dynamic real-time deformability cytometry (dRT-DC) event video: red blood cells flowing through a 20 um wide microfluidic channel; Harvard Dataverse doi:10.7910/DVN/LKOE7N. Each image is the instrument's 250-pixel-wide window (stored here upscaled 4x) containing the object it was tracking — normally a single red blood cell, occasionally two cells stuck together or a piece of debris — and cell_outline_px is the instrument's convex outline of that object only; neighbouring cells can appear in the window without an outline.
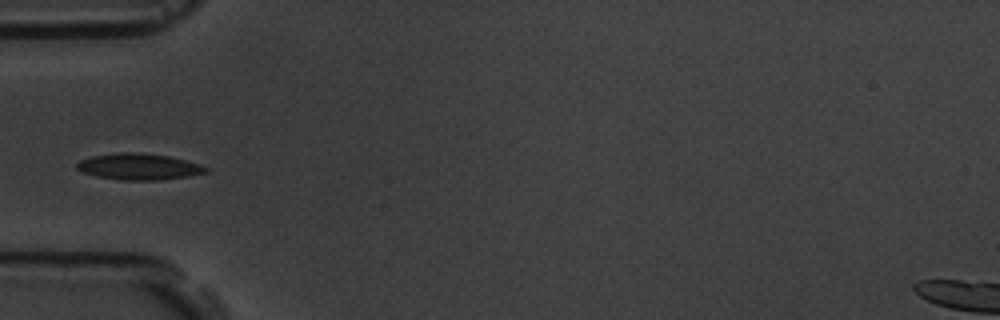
{"species": "common noctule bat (a hibernating species)", "species_latin": "Nyctalus noctula", "temperature_condition": "room temperature", "stored_images_in_passage": 6, "camera_frame_rate_fps": 3000, "um_per_image_px": 0.085, "animal": {"sex": "male", "body_mass_g": 19.5, "forearm_length_mm": 54.6}, "frame": {"image": 1, "passage_image": 5, "time_ms": 4.667, "image_size_px": [1000, 320], "cell_outline_px": [[208, 172], [188, 176], [160, 180], [120, 180], [96, 176], [84, 172], [76, 168], [76, 164], [80, 160], [92, 156], [120, 152], [132, 152], [168, 156], [200, 164], [208, 168]], "centroid_in_image_um": [11.79, 14.17], "position_along_channel_um": 73.2, "area_um2": 19.59}}
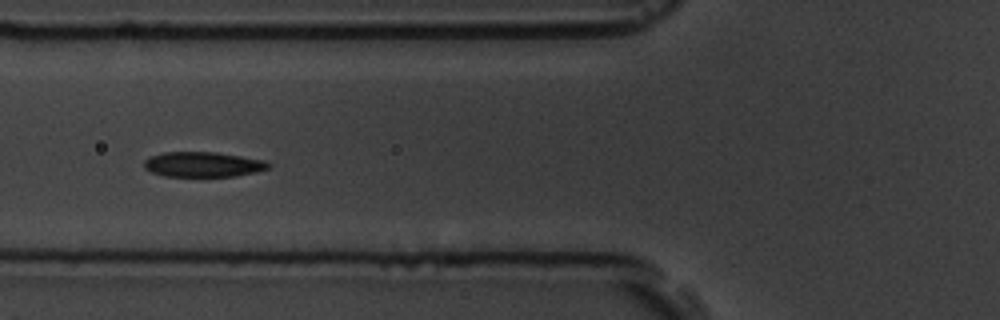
{"frame": {"image": 2, "passage_image": 6, "time_ms": 5.667, "image_size_px": [1000, 320], "cell_outline_px": [[272, 164], [268, 168], [256, 172], [236, 176], [164, 176], [152, 172], [144, 168], [144, 160], [148, 156], [164, 152], [216, 152], [264, 160]], "centroid_in_image_um": [17.24, 13.97], "position_along_channel_um": 108.6, "area_um2": 18.21}}